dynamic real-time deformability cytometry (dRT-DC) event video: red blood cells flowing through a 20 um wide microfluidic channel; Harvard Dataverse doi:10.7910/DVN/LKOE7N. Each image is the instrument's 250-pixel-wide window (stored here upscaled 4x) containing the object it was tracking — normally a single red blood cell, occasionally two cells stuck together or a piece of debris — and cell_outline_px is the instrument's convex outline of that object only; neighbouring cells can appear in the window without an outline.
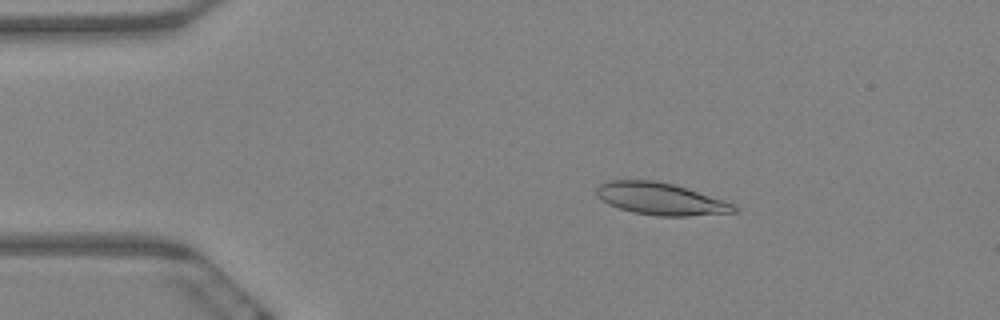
{"species": "Egyptian fruit bat (a non-hibernating species)", "species_latin": "Rousettus aegyptiacus", "temperature_condition": "warm", "stored_images_in_passage": 60, "camera_frame_rate_fps": 3000, "um_per_image_px": 0.085, "animal": {"sex": "female"}, "frame": {"image": 1, "passage_image": 9, "time_ms": 2.667, "image_size_px": [1000, 320], "cell_outline_px": [[740, 212], [688, 216], [656, 216], [632, 212], [608, 204], [596, 196], [596, 188], [600, 184], [608, 180], [656, 180], [672, 184], [732, 204], [740, 208]], "centroid_in_image_um": [56.11, 16.91], "position_along_channel_um": 28.9, "area_um2": 25.49}}
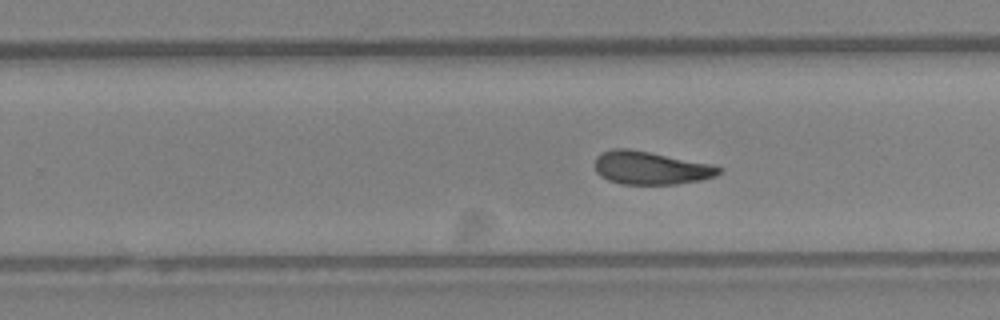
{"frame": {"image": 2, "passage_image": 37, "time_ms": 12.0, "image_size_px": [1000, 320], "cell_outline_px": [[724, 168], [716, 176], [700, 180], [676, 184], [620, 184], [608, 180], [600, 176], [596, 172], [596, 156], [600, 152], [612, 148], [628, 148], [708, 164]], "centroid_in_image_um": [55.25, 14.28], "position_along_channel_um": 274.5, "area_um2": 23.7}}
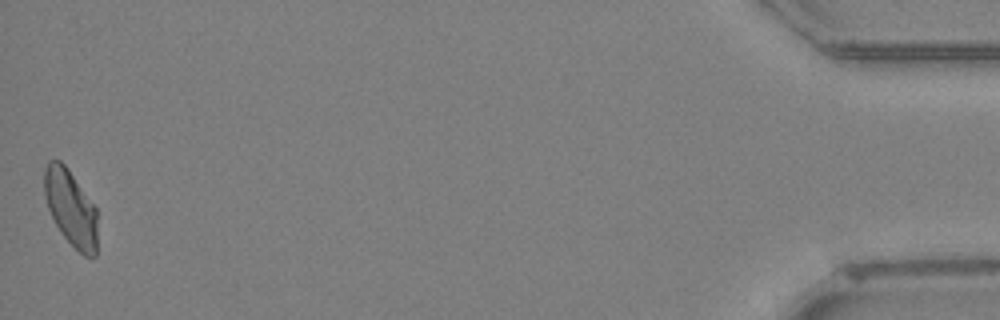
{"frame": {"image": 3, "passage_image": 60, "time_ms": 19.667, "image_size_px": [1000, 320], "cell_outline_px": [[96, 256], [84, 256], [60, 232], [48, 208], [44, 196], [44, 168], [48, 160], [60, 160], [68, 168], [96, 208]], "centroid_in_image_um": [5.99, 17.63], "position_along_channel_um": 429.2, "area_um2": 23.29}, "authors_computed_cell_mechanics": {"area_um2": 24.4783, "velocity_mm_per_s": 3.2608, "shape_relaxation_time_tau1_ms": null, "shape_relaxation_time_tau2_ms": 3.3393, "deformation_change_tau1": null, "deformation_change_tau2": 0.1024}}